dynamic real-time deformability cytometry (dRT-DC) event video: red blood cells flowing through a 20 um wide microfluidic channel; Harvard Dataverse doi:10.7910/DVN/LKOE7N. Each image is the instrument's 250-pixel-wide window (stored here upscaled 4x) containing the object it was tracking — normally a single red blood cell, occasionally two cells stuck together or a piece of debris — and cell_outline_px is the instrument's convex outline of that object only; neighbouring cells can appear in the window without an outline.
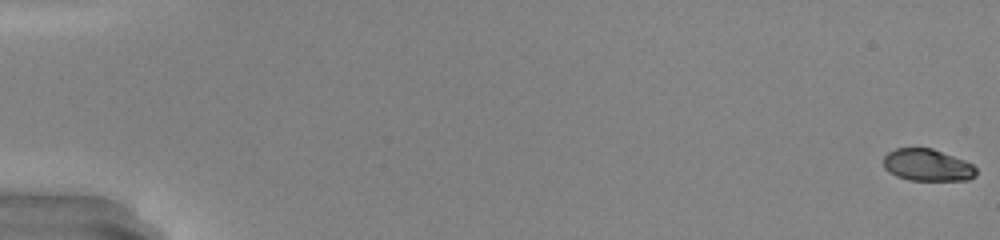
{"species": "common noctule bat (a hibernating species)", "species_latin": "Nyctalus noctula", "temperature_condition": "warm", "stored_images_in_passage": 50, "camera_frame_rate_fps": 3000, "um_per_image_px": 0.085, "animal": {"sex": "male", "body_mass_g": 20.0, "forearm_length_mm": 53.3}, "frame": {"image": 1, "passage_image": 1, "time_ms": 0.0, "image_size_px": [1000, 240], "cell_outline_px": [[976, 176], [968, 180], [908, 180], [896, 176], [888, 172], [884, 168], [884, 156], [888, 152], [896, 148], [932, 148], [964, 160], [972, 164], [976, 168]], "centroid_in_image_um": [78.82, 14.04], "position_along_channel_um": 6.2, "area_um2": 17.34}}
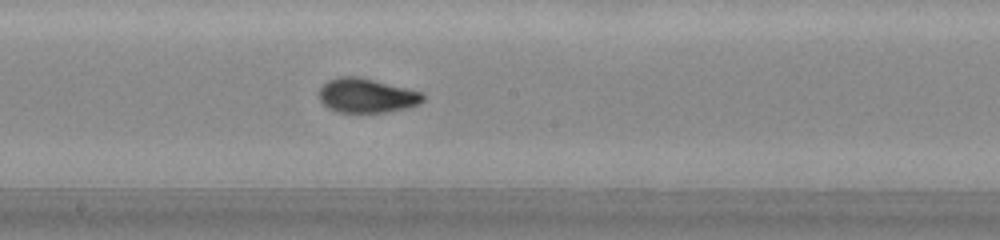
{"frame": {"image": 2, "passage_image": 29, "time_ms": 9.333, "image_size_px": [1000, 240], "cell_outline_px": [[424, 100], [420, 104], [408, 108], [388, 112], [336, 112], [328, 108], [320, 100], [320, 88], [328, 80], [336, 76], [360, 76], [424, 92]], "centroid_in_image_um": [31.2, 8.11], "position_along_channel_um": 217.0, "area_um2": 21.1}}
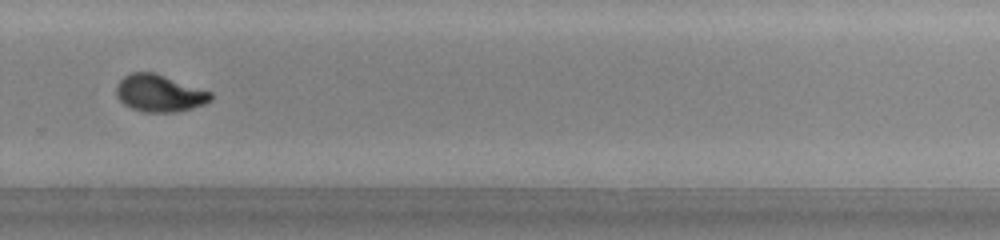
{"frame": {"image": 3, "passage_image": 36, "time_ms": 11.667, "image_size_px": [1000, 240], "cell_outline_px": [[212, 100], [204, 104], [180, 112], [144, 112], [132, 108], [124, 104], [116, 96], [116, 84], [124, 76], [132, 72], [152, 72], [212, 92]], "centroid_in_image_um": [13.54, 7.94], "position_along_channel_um": 316.3, "area_um2": 20.35}, "authors_computed_cell_mechanics": {"area_um2": 19.941, "velocity_mm_per_s": 4.2688, "shape_relaxation_time_tau1_ms": 5.5309, "shape_relaxation_time_tau2_ms": null, "deformation_change_tau1": 0.2414, "deformation_change_tau2": null}}